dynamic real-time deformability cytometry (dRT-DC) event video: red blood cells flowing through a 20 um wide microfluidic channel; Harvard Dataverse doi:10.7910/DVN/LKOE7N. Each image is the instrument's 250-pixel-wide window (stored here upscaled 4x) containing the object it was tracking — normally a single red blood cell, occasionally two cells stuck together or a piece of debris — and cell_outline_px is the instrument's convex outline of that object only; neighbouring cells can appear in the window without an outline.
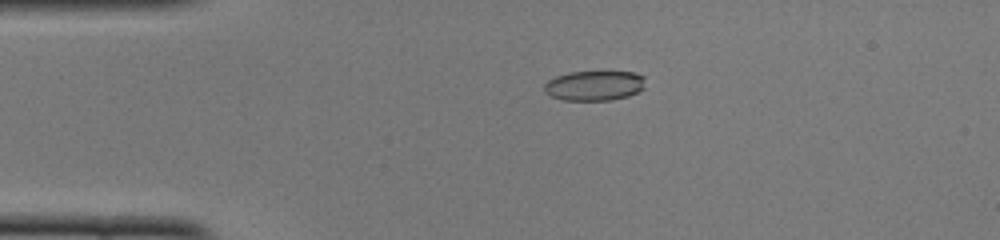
{"species": "common noctule bat (a hibernating species)", "species_latin": "Nyctalus noctula", "temperature_condition": "cold", "stored_images_in_passage": 42, "camera_frame_rate_fps": 3000, "um_per_image_px": 0.085, "animal": {"sex": "female", "body_mass_g": 22.0, "forearm_length_mm": 56.7}, "frame": {"image": 1, "passage_image": 3, "time_ms": 0.667, "image_size_px": [1000, 240], "cell_outline_px": [[644, 88], [628, 96], [612, 100], [560, 100], [544, 92], [544, 84], [548, 80], [556, 76], [568, 72], [636, 72], [644, 76]], "centroid_in_image_um": [50.5, 7.28], "position_along_channel_um": 34.5, "area_um2": 17.69}}
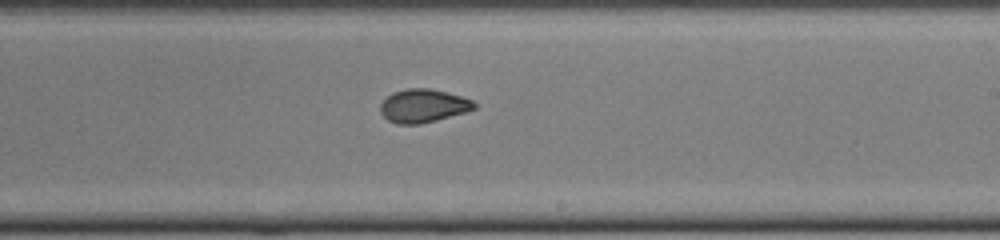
{"frame": {"image": 2, "passage_image": 22, "time_ms": 7.0, "image_size_px": [1000, 240], "cell_outline_px": [[476, 108], [464, 112], [436, 120], [420, 124], [396, 124], [388, 120], [380, 112], [380, 104], [392, 92], [408, 88], [428, 88], [448, 92], [472, 100], [476, 104]], "centroid_in_image_um": [35.95, 8.99], "position_along_channel_um": 253.0, "area_um2": 18.15}}
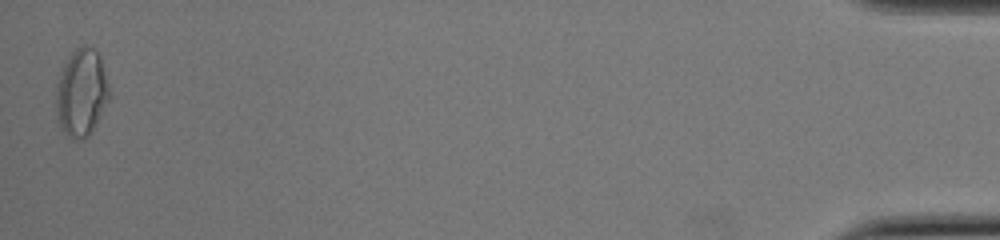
{"frame": {"image": 3, "passage_image": 42, "time_ms": 13.667, "image_size_px": [1000, 240], "cell_outline_px": [[108, 100], [88, 136], [84, 140], [72, 140], [60, 128], [56, 120], [56, 84], [60, 72], [68, 56], [76, 48], [84, 44], [92, 48], [100, 56], [104, 68], [108, 84]], "centroid_in_image_um": [6.88, 7.88], "position_along_channel_um": 428.3, "area_um2": 27.11}, "authors_computed_cell_mechanics": {"area_um2": 18.6694, "velocity_mm_per_s": 4.0165, "shape_relaxation_time_tau1_ms": 8.1941, "shape_relaxation_time_tau2_ms": 2.0599, "deformation_change_tau1": 0.2172, "deformation_change_tau2": 0.0544}}